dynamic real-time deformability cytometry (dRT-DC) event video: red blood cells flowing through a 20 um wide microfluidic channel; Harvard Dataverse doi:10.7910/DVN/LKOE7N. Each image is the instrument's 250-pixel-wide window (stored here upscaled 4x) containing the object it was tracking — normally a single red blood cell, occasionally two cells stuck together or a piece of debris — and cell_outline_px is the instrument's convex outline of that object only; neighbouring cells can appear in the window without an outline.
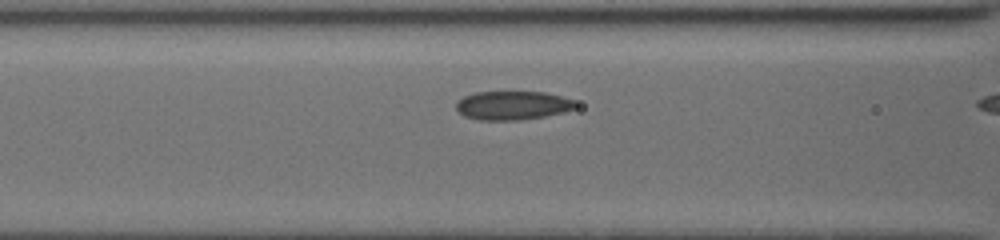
{"species": "common noctule bat (a hibernating species)", "species_latin": "Nyctalus noctula", "temperature_condition": "cold", "stored_images_in_passage": 10, "camera_frame_rate_fps": 3000, "um_per_image_px": 0.085, "animal": {"sex": "female", "body_mass_g": 19.5, "forearm_length_mm": 54.1}, "frame": {"image": 1, "passage_image": 9, "time_ms": 2.667, "image_size_px": [1000, 240], "cell_outline_px": [[576, 108], [564, 112], [544, 116], [520, 120], [480, 120], [464, 116], [456, 108], [456, 104], [464, 96], [476, 92], [544, 92], [576, 100]], "centroid_in_image_um": [43.6, 8.96], "position_along_channel_um": 123.0, "area_um2": 19.94}}